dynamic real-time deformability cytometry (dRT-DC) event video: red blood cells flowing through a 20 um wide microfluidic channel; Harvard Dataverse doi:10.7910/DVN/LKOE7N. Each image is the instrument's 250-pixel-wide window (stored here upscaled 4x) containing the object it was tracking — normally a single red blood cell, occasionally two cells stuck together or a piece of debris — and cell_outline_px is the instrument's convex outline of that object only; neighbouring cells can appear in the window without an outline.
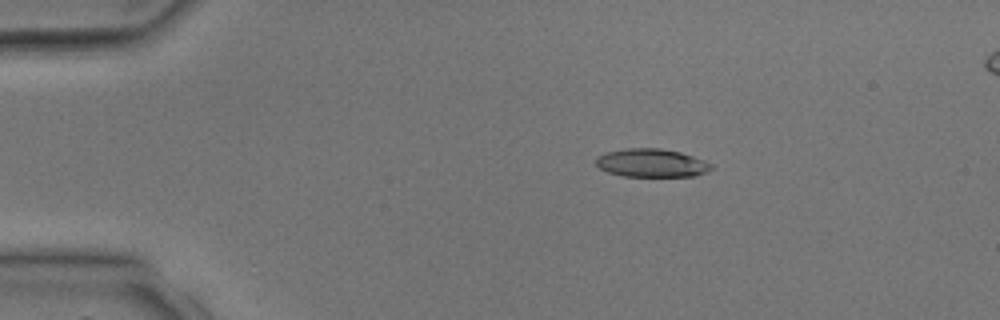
{"species": "common noctule bat (a hibernating species)", "species_latin": "Nyctalus noctula", "temperature_condition": "room temperature", "stored_images_in_passage": 3, "camera_frame_rate_fps": 3000, "um_per_image_px": 0.085, "animal": {"sex": "male", "body_mass_g": 17.9, "forearm_length_mm": 54.2}, "frame": {"image": 1, "passage_image": 1, "time_ms": 0.0, "image_size_px": [1000, 320], "cell_outline_px": [[712, 168], [696, 176], [624, 176], [608, 172], [600, 168], [596, 164], [596, 156], [604, 152], [628, 148], [660, 148], [680, 152], [704, 160], [712, 164]], "centroid_in_image_um": [55.35, 13.84], "position_along_channel_um": 29.6, "area_um2": 18.96}}